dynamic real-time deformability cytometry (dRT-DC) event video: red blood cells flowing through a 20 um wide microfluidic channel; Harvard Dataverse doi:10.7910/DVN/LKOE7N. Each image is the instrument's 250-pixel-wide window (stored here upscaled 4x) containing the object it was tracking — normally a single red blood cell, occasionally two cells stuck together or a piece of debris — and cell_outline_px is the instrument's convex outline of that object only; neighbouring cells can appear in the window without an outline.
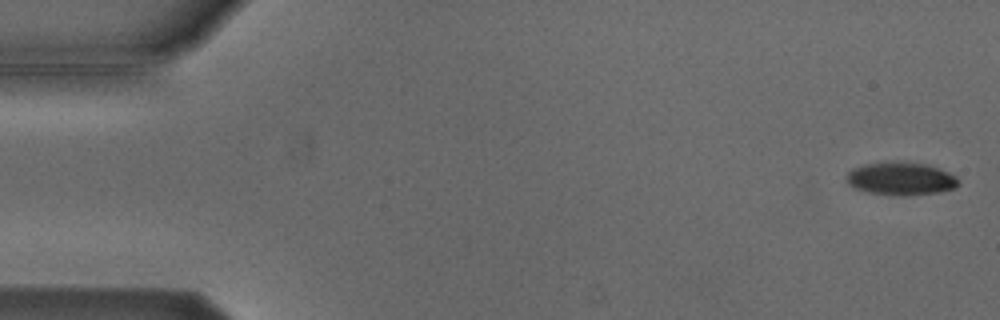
{"species": "Egyptian fruit bat (a non-hibernating species)", "species_latin": "Rousettus aegyptiacus", "temperature_condition": "cold", "stored_images_in_passage": 6, "camera_frame_rate_fps": 3000, "um_per_image_px": 0.085, "animal": {"sex": "male"}, "frame": {"image": 1, "passage_image": 1, "time_ms": 0.0, "image_size_px": [1000, 320], "cell_outline_px": [[960, 184], [956, 188], [936, 192], [908, 196], [900, 196], [868, 192], [856, 188], [848, 184], [844, 180], [848, 172], [852, 168], [864, 164], [904, 160], [908, 160], [928, 164], [948, 172], [956, 176], [960, 180]], "centroid_in_image_um": [76.59, 15.16], "position_along_channel_um": 8.4, "area_um2": 22.02}}
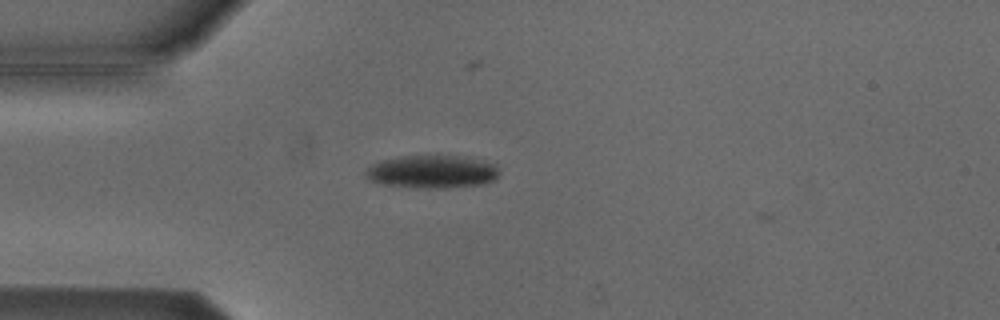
{"frame": {"image": 2, "passage_image": 4, "time_ms": 4.333, "image_size_px": [1000, 320], "cell_outline_px": [[500, 172], [496, 180], [484, 184], [440, 188], [416, 188], [380, 184], [368, 180], [364, 176], [364, 168], [380, 160], [400, 156], [456, 156], [480, 160], [496, 164]], "centroid_in_image_um": [36.68, 14.61], "position_along_channel_um": 48.3, "area_um2": 26.01}}